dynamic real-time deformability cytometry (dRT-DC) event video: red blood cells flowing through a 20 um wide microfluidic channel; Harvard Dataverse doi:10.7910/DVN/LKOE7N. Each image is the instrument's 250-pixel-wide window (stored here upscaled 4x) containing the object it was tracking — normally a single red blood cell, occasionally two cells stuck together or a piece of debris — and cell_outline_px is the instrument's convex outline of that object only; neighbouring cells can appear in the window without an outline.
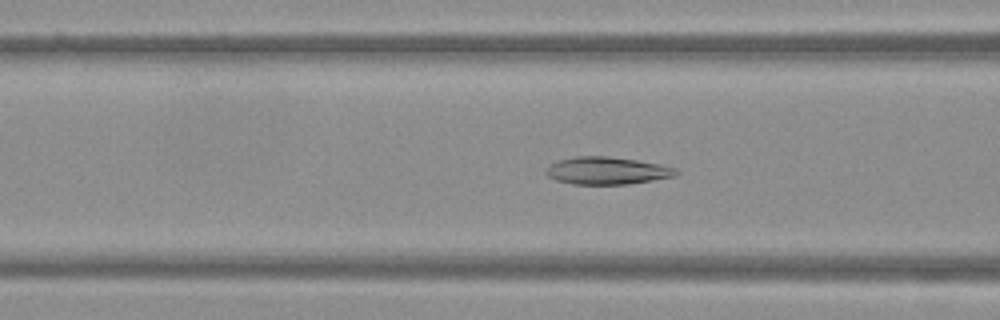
{"species": "Egyptian fruit bat (a non-hibernating species)", "species_latin": "Rousettus aegyptiacus", "temperature_condition": "warm", "stored_images_in_passage": 51, "camera_frame_rate_fps": 3000, "um_per_image_px": 0.085, "frame": {"image": 1, "passage_image": 21, "time_ms": 6.667, "image_size_px": [1000, 320], "cell_outline_px": [[680, 172], [676, 176], [628, 184], [572, 184], [556, 180], [548, 176], [544, 172], [544, 168], [548, 164], [556, 160], [576, 156], [608, 156], [636, 160], [660, 164], [676, 168]], "centroid_in_image_um": [51.55, 14.5], "position_along_channel_um": 115.1, "area_um2": 21.04}}
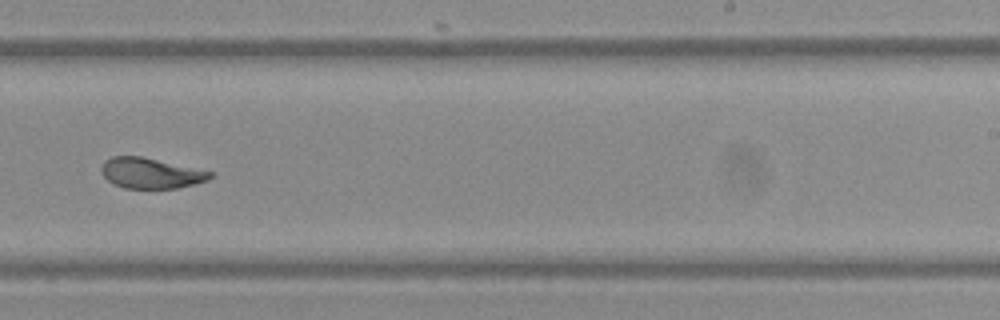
{"frame": {"image": 2, "passage_image": 33, "time_ms": 10.667, "image_size_px": [1000, 320], "cell_outline_px": [[212, 176], [208, 180], [176, 188], [124, 188], [108, 180], [104, 176], [100, 168], [104, 160], [112, 156], [140, 156], [212, 172]], "centroid_in_image_um": [12.77, 14.71], "position_along_channel_um": 276.2, "area_um2": 18.96}}
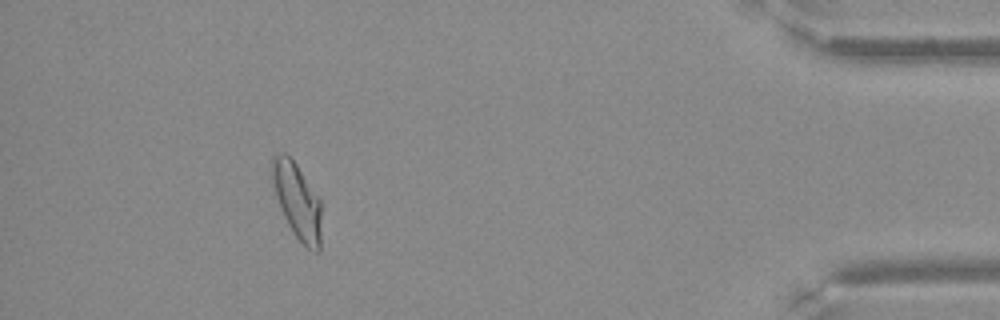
{"frame": {"image": 3, "passage_image": 47, "time_ms": 15.333, "image_size_px": [1000, 320], "cell_outline_px": [[320, 252], [316, 252], [308, 248], [296, 236], [288, 224], [280, 208], [272, 184], [272, 156], [276, 152], [284, 152], [296, 164], [320, 196]], "centroid_in_image_um": [25.26, 17.03], "position_along_channel_um": 409.9, "area_um2": 21.68}}